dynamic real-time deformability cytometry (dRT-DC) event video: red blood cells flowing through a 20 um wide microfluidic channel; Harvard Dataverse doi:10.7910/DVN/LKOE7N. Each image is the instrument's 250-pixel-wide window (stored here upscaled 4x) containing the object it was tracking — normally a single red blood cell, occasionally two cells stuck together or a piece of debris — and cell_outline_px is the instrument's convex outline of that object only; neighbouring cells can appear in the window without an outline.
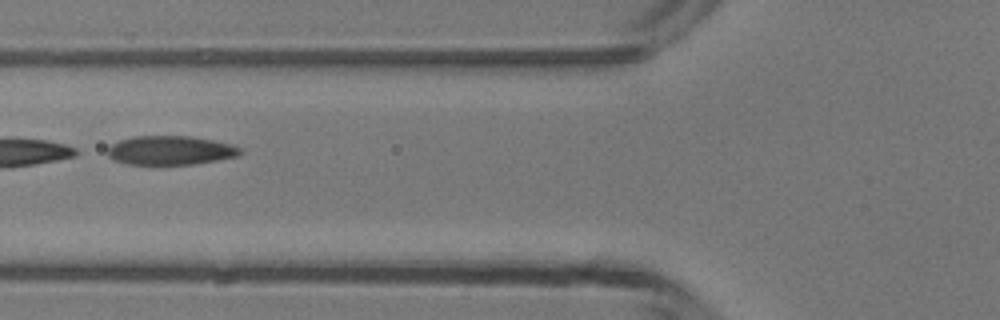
{"species": "common noctule bat (a hibernating species)", "species_latin": "Nyctalus noctula", "temperature_condition": "room temperature", "stored_images_in_passage": 5, "camera_frame_rate_fps": 3000, "um_per_image_px": 0.085, "animal": {"sex": "male", "body_mass_g": 13.3}, "frame": {"image": 1, "passage_image": 3, "time_ms": 2.333, "image_size_px": [1000, 320], "cell_outline_px": [[244, 152], [240, 156], [196, 164], [124, 164], [112, 160], [108, 156], [108, 148], [112, 144], [120, 140], [132, 136], [192, 136], [232, 144], [244, 148]], "centroid_in_image_um": [14.53, 12.78], "position_along_channel_um": 111.3, "area_um2": 22.77}}
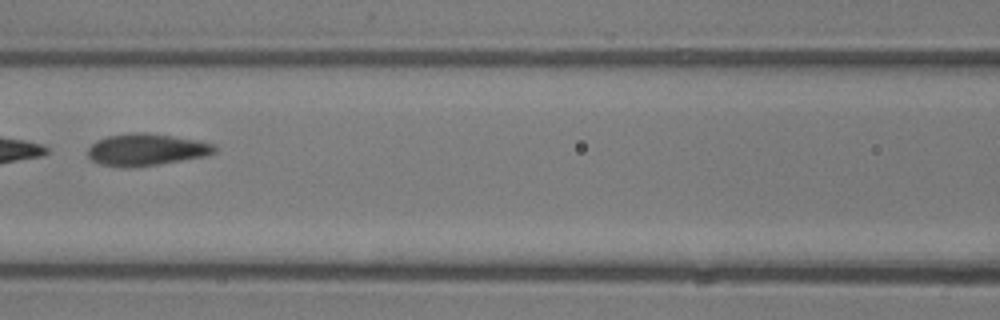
{"frame": {"image": 2, "passage_image": 4, "time_ms": 3.333, "image_size_px": [1000, 320], "cell_outline_px": [[216, 152], [208, 156], [160, 164], [132, 168], [124, 168], [100, 164], [92, 160], [88, 156], [88, 148], [96, 140], [108, 136], [136, 132], [144, 132], [200, 140], [216, 144]], "centroid_in_image_um": [12.47, 12.73], "position_along_channel_um": 154.1, "area_um2": 23.93}}
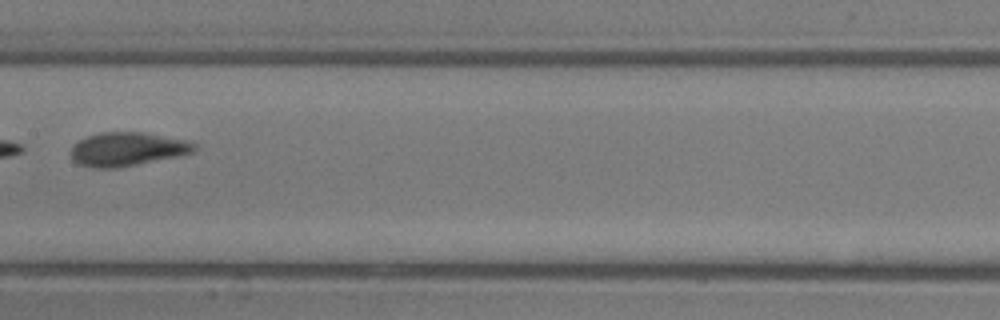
{"frame": {"image": 3, "passage_image": 5, "time_ms": 4.333, "image_size_px": [1000, 320], "cell_outline_px": [[196, 148], [192, 152], [176, 156], [116, 168], [96, 168], [76, 164], [72, 160], [72, 148], [80, 140], [88, 136], [100, 132], [144, 132], [184, 140], [196, 144]], "centroid_in_image_um": [10.78, 12.67], "position_along_channel_um": 196.6, "area_um2": 23.81}}